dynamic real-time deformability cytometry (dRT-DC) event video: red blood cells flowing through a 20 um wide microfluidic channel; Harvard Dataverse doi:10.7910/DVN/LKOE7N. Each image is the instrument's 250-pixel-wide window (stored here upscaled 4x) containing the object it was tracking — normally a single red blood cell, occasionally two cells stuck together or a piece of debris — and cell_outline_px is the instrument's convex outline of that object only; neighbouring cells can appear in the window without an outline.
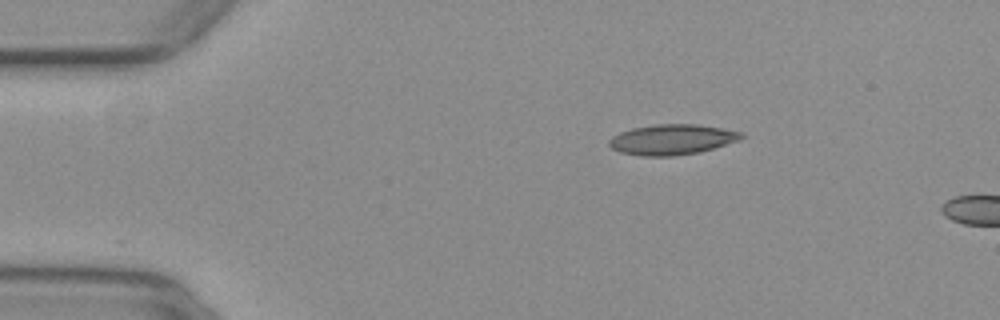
{"species": "common noctule bat (a hibernating species)", "species_latin": "Nyctalus noctula", "temperature_condition": "warm", "stored_images_in_passage": 4, "camera_frame_rate_fps": 3000, "um_per_image_px": 0.085, "animal": {"sex": "female", "body_mass_g": 29.2, "forearm_length_mm": 56.3}, "frame": {"image": 1, "passage_image": 1, "time_ms": 0.0, "image_size_px": [1000, 320], "cell_outline_px": [[744, 136], [740, 140], [700, 152], [672, 156], [640, 156], [620, 152], [612, 148], [608, 144], [608, 140], [612, 136], [620, 132], [632, 128], [656, 124], [696, 124], [744, 132]], "centroid_in_image_um": [57.11, 11.86], "position_along_channel_um": 27.9, "area_um2": 23.47}}